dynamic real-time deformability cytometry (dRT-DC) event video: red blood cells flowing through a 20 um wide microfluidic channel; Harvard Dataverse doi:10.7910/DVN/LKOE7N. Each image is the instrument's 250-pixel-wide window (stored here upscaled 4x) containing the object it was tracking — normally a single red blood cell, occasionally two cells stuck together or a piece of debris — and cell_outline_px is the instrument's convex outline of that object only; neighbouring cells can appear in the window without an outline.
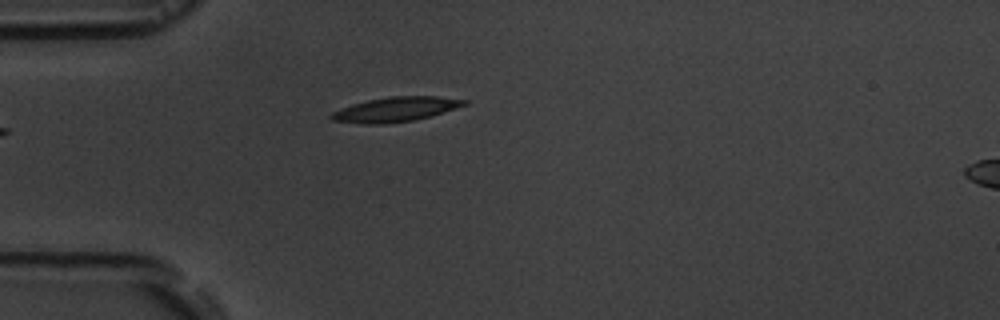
{"species": "common noctule bat (a hibernating species)", "species_latin": "Nyctalus noctula", "temperature_condition": "room temperature", "stored_images_in_passage": 6, "camera_frame_rate_fps": 3000, "um_per_image_px": 0.085, "animal": {"sex": "male", "body_mass_g": 19.5, "forearm_length_mm": 54.6}, "frame": {"image": 1, "passage_image": 6, "time_ms": 6.667, "image_size_px": [1000, 320], "cell_outline_px": [[468, 104], [432, 116], [412, 120], [384, 124], [364, 124], [332, 120], [328, 116], [332, 112], [352, 104], [368, 100], [388, 96], [436, 96], [468, 100]], "centroid_in_image_um": [33.63, 9.29], "position_along_channel_um": 51.4, "area_um2": 19.07}}